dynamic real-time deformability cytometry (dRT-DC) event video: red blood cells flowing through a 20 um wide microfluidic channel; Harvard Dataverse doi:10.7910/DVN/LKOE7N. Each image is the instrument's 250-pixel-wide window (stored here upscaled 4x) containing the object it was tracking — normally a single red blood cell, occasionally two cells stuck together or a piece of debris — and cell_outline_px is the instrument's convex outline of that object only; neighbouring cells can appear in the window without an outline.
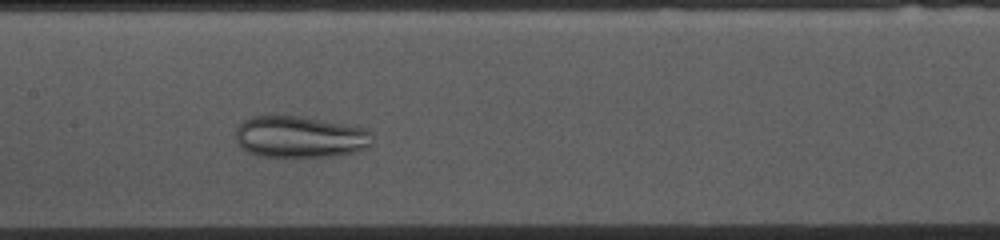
{"species": "common noctule bat (a hibernating species)", "species_latin": "Nyctalus noctula", "temperature_condition": "cold", "stored_images_in_passage": 39, "camera_frame_rate_fps": 3000, "um_per_image_px": 0.085, "animal": {"sex": "female", "body_mass_g": 10.0, "forearm_length_mm": 53.1}, "frame": {"image": 1, "passage_image": 20, "time_ms": 6.333, "image_size_px": [1000, 240], "cell_outline_px": [[372, 144], [368, 148], [356, 152], [336, 156], [292, 160], [256, 156], [240, 148], [236, 140], [236, 128], [244, 120], [252, 116], [300, 116], [368, 128], [372, 132]], "centroid_in_image_um": [25.51, 11.7], "position_along_channel_um": 181.9, "area_um2": 34.62}}
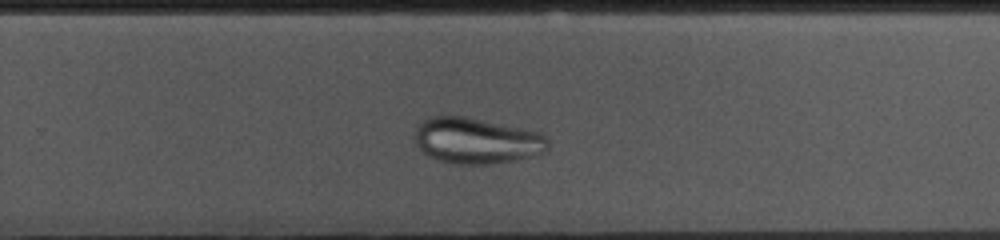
{"frame": {"image": 2, "passage_image": 29, "time_ms": 9.333, "image_size_px": [1000, 240], "cell_outline_px": [[548, 152], [532, 156], [492, 164], [456, 164], [440, 160], [428, 156], [416, 144], [416, 128], [424, 120], [432, 116], [464, 116], [540, 132], [548, 136]], "centroid_in_image_um": [40.55, 11.96], "position_along_channel_um": 289.2, "area_um2": 35.49}}
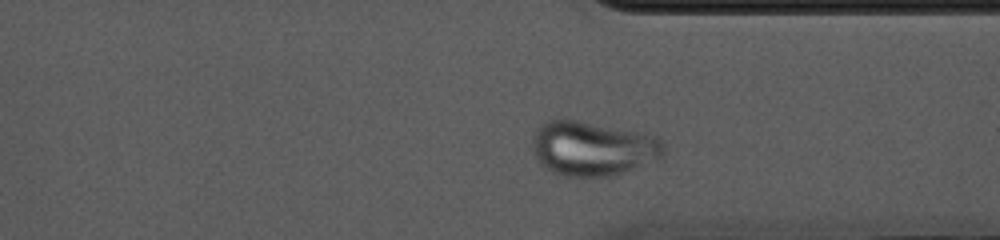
{"frame": {"image": 3, "passage_image": 35, "time_ms": 11.333, "image_size_px": [1000, 240], "cell_outline_px": [[664, 152], [660, 160], [628, 172], [612, 176], [564, 176], [552, 172], [540, 164], [536, 160], [532, 152], [532, 136], [536, 128], [544, 120], [560, 116], [648, 132], [660, 136], [664, 144]], "centroid_in_image_um": [50.4, 12.57], "position_along_channel_um": 361.0, "area_um2": 43.75}}